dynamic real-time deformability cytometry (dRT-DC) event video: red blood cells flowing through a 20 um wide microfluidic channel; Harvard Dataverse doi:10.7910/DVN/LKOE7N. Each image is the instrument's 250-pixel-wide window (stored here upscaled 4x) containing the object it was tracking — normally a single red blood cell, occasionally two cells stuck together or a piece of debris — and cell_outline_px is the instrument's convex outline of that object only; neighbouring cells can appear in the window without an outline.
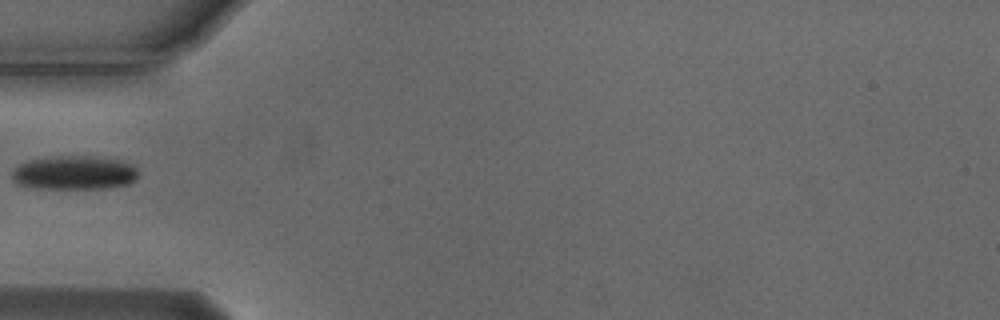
{"species": "Egyptian fruit bat (a non-hibernating species)", "species_latin": "Rousettus aegyptiacus", "temperature_condition": "cold", "stored_images_in_passage": 38, "camera_frame_rate_fps": 3000, "um_per_image_px": 0.085, "animal": {"sex": "male"}, "frame": {"image": 1, "passage_image": 1, "time_ms": 0.0, "image_size_px": [1000, 320], "cell_outline_px": [[136, 180], [128, 184], [104, 188], [40, 188], [16, 184], [12, 180], [12, 172], [20, 164], [28, 160], [52, 156], [92, 156], [120, 160], [132, 164], [136, 168]], "centroid_in_image_um": [6.3, 14.67], "position_along_channel_um": 78.7, "area_um2": 24.85}}
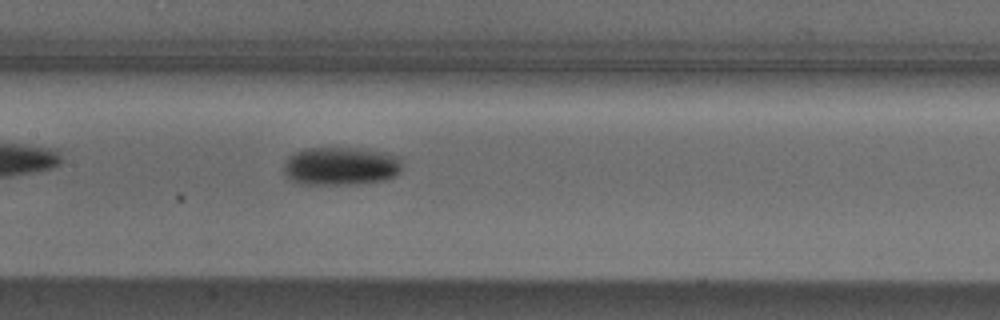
{"frame": {"image": 2, "passage_image": 9, "time_ms": 2.667, "image_size_px": [1000, 320], "cell_outline_px": [[400, 172], [396, 176], [388, 180], [356, 184], [300, 184], [292, 180], [284, 172], [284, 164], [288, 156], [304, 148], [356, 148], [380, 152], [400, 156]], "centroid_in_image_um": [28.97, 14.13], "position_along_channel_um": 178.4, "area_um2": 26.47}}
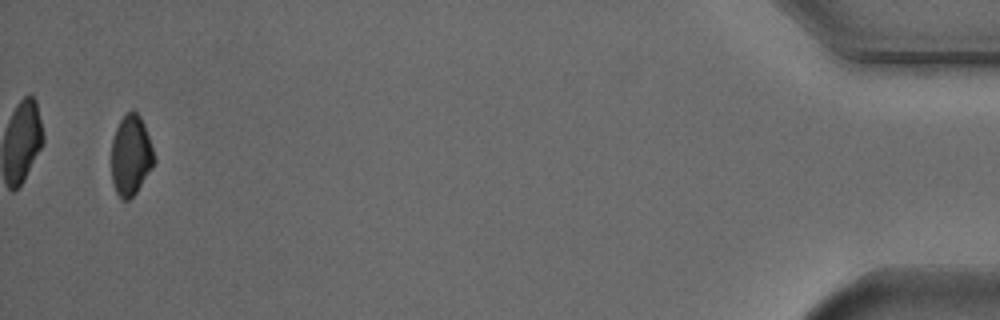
{"frame": {"image": 3, "passage_image": 36, "time_ms": 11.667, "image_size_px": [1000, 320], "cell_outline_px": [[156, 160], [152, 168], [136, 192], [128, 200], [120, 200], [112, 184], [112, 140], [116, 128], [120, 120], [132, 108], [140, 116], [144, 124]], "centroid_in_image_um": [11.11, 13.22], "position_along_channel_um": 424.1, "area_um2": 19.94}}